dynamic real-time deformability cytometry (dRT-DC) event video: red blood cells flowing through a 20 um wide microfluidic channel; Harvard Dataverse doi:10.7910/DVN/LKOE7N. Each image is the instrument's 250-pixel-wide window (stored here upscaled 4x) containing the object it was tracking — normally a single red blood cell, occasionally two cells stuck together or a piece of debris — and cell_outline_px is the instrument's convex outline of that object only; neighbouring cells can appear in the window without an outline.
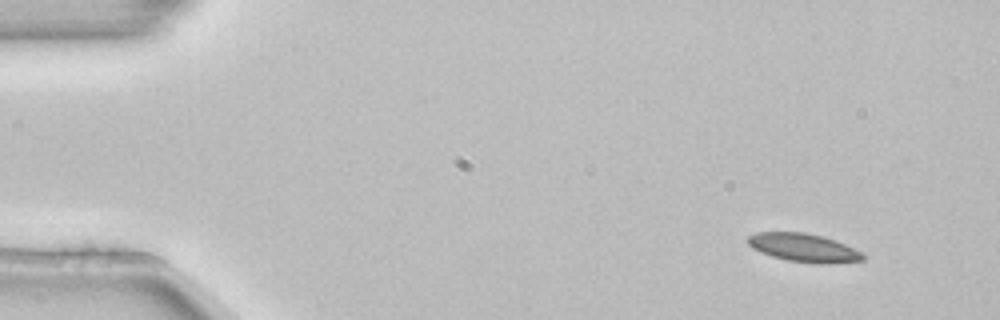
{"species": "common noctule bat (a hibernating species)", "species_latin": "Nyctalus noctula", "temperature_condition": "room temperature", "stored_images_in_passage": 3, "camera_frame_rate_fps": 3000, "um_per_image_px": 0.085, "animal": {"sex": "female", "body_mass_g": 22.7, "forearm_length_mm": 54.2}, "frame": {"image": 1, "passage_image": 1, "time_ms": 0.0, "image_size_px": [1000, 320], "cell_outline_px": [[868, 256], [864, 260], [828, 264], [820, 264], [788, 260], [772, 256], [760, 252], [752, 248], [748, 244], [748, 236], [756, 232], [804, 232], [820, 236], [844, 244]], "centroid_in_image_um": [68.3, 21.06], "position_along_channel_um": 16.7, "area_um2": 18.84}}